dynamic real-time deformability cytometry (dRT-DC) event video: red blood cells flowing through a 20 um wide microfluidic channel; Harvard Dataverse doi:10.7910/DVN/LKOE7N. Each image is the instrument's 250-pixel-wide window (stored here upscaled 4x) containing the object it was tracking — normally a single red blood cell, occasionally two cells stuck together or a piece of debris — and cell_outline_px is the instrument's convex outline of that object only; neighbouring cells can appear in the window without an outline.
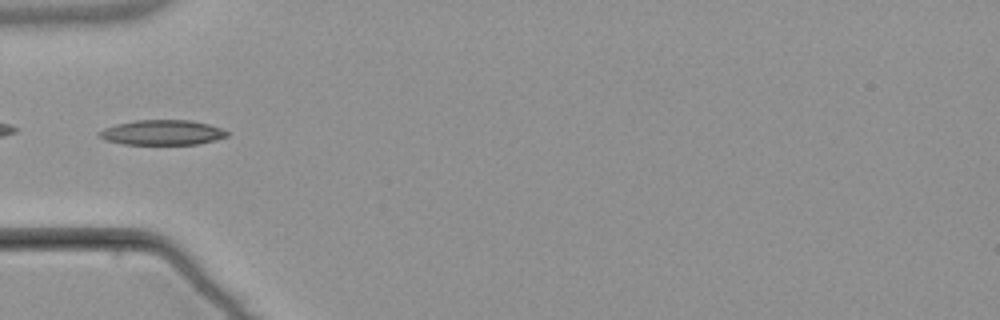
{"species": "common noctule bat (a hibernating species)", "species_latin": "Nyctalus noctula", "temperature_condition": "warm", "stored_images_in_passage": 6, "camera_frame_rate_fps": 3000, "um_per_image_px": 0.085, "animal": {"sex": "male", "body_mass_g": 21.5, "forearm_length_mm": 52.0}, "frame": {"image": 1, "passage_image": 6, "time_ms": 6.333, "image_size_px": [1000, 320], "cell_outline_px": [[228, 136], [216, 140], [196, 144], [124, 144], [108, 140], [100, 136], [96, 132], [104, 128], [116, 124], [136, 120], [188, 120], [208, 124], [220, 128], [228, 132]], "centroid_in_image_um": [13.79, 11.26], "position_along_channel_um": 71.2, "area_um2": 18.44}}